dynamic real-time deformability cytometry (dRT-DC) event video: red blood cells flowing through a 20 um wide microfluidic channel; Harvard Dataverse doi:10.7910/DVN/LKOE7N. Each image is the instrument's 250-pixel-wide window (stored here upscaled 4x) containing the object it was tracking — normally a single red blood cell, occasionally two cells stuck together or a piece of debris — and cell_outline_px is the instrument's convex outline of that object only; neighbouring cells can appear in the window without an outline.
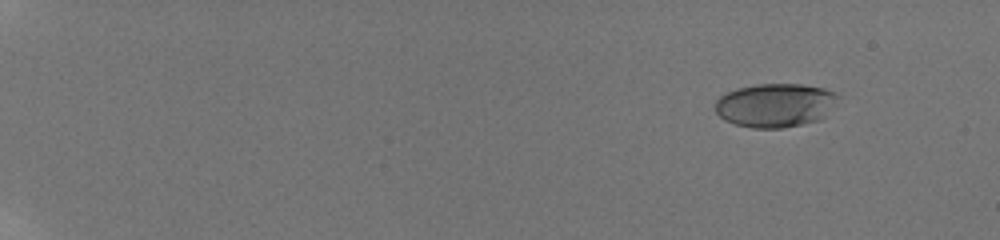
{"species": "human", "species_latin": "Homo sapiens", "temperature_condition": "room temperature", "stored_images_in_passage": 58, "camera_frame_rate_fps": 3000, "um_per_image_px": 0.085, "donor": {"sex": "male"}, "frame": {"image": 1, "passage_image": 8, "time_ms": 2.333, "image_size_px": [1000, 240], "cell_outline_px": [[840, 96], [824, 116], [820, 120], [804, 124], [780, 128], [752, 128], [736, 124], [724, 120], [716, 112], [716, 100], [720, 96], [736, 88], [756, 84], [800, 84], [824, 88], [836, 92]], "centroid_in_image_um": [65.9, 8.94], "position_along_channel_um": 19.1, "area_um2": 31.33}}
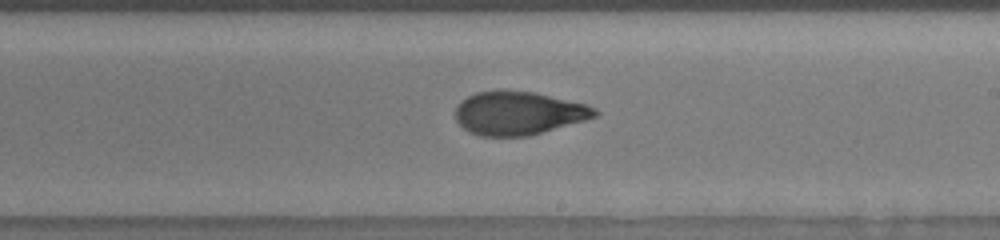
{"frame": {"image": 2, "passage_image": 37, "time_ms": 13.0, "image_size_px": [1000, 240], "cell_outline_px": [[600, 112], [596, 116], [584, 120], [528, 136], [480, 136], [468, 132], [456, 120], [456, 104], [460, 100], [476, 92], [496, 88], [500, 88], [532, 92], [584, 104], [596, 108]], "centroid_in_image_um": [44.0, 9.59], "position_along_channel_um": 245.0, "area_um2": 35.43}}
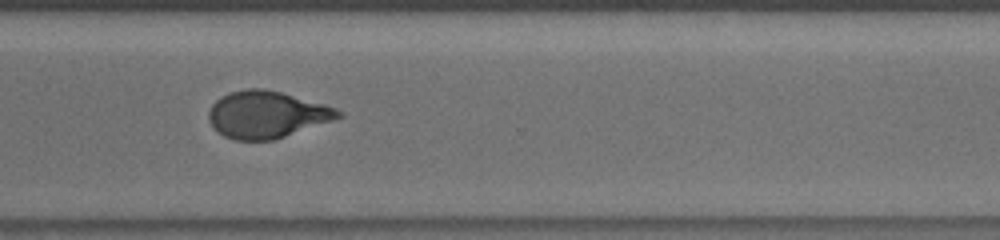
{"frame": {"image": 3, "passage_image": 46, "time_ms": 15.667, "image_size_px": [1000, 240], "cell_outline_px": [[344, 116], [272, 140], [232, 140], [224, 136], [208, 120], [208, 112], [212, 104], [220, 96], [228, 92], [244, 88], [264, 88], [280, 92], [324, 104], [336, 108], [344, 112]], "centroid_in_image_um": [22.65, 9.72], "position_along_channel_um": 348.0, "area_um2": 35.26}, "authors_computed_cell_mechanics": {"area_um2": 34.4199, "velocity_mm_per_s": 3.8618, "shape_relaxation_time_tau1_ms": 5.5344, "shape_relaxation_time_tau2_ms": 1.3452, "deformation_change_tau1": 0.2145, "deformation_change_tau2": 0.0751}}